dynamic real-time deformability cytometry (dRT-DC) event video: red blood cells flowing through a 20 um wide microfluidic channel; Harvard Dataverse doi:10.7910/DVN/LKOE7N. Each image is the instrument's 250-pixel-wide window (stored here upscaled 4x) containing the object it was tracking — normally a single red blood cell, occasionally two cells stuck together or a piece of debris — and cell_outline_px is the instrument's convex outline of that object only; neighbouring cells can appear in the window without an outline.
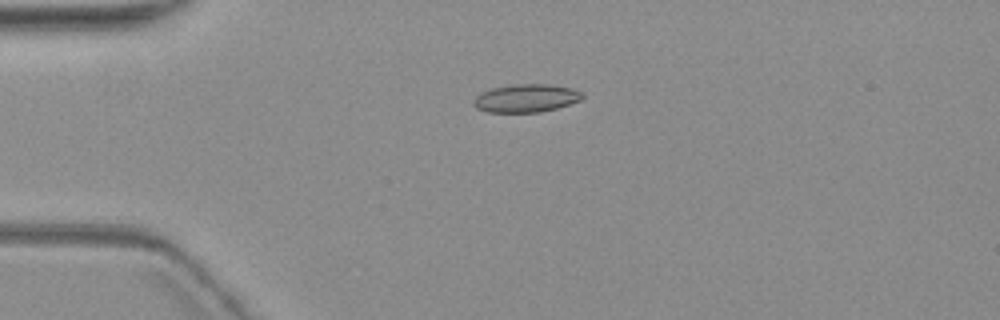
{"species": "common noctule bat (a hibernating species)", "species_latin": "Nyctalus noctula", "temperature_condition": "warm", "stored_images_in_passage": 7, "camera_frame_rate_fps": 3000, "um_per_image_px": 0.085, "animal": {"sex": "female", "body_mass_g": 19.3, "forearm_length_mm": 54.1}, "frame": {"image": 1, "passage_image": 5, "time_ms": 4.667, "image_size_px": [1000, 320], "cell_outline_px": [[584, 96], [580, 100], [556, 108], [540, 112], [488, 112], [476, 108], [472, 104], [472, 100], [480, 92], [492, 88], [516, 84], [552, 84], [572, 88], [580, 92]], "centroid_in_image_um": [44.68, 8.34], "position_along_channel_um": 40.3, "area_um2": 17.8}}
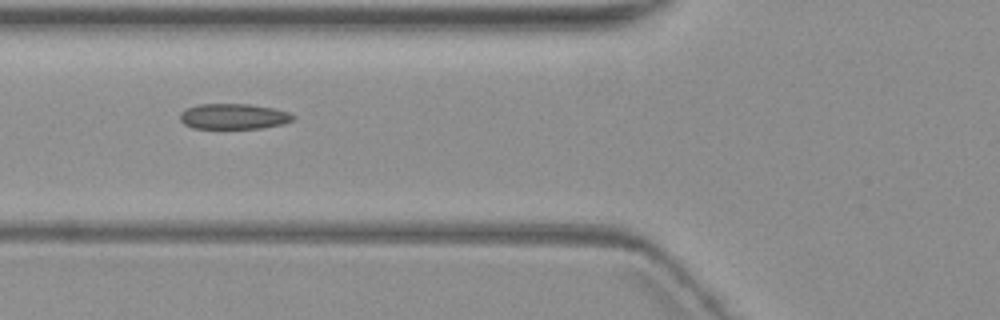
{"frame": {"image": 2, "passage_image": 7, "time_ms": 7.333, "image_size_px": [1000, 320], "cell_outline_px": [[296, 116], [292, 120], [284, 124], [260, 128], [192, 128], [184, 124], [180, 120], [180, 112], [184, 108], [200, 104], [248, 104], [272, 108], [288, 112]], "centroid_in_image_um": [19.82, 9.89], "position_along_channel_um": 106.0, "area_um2": 16.82}}